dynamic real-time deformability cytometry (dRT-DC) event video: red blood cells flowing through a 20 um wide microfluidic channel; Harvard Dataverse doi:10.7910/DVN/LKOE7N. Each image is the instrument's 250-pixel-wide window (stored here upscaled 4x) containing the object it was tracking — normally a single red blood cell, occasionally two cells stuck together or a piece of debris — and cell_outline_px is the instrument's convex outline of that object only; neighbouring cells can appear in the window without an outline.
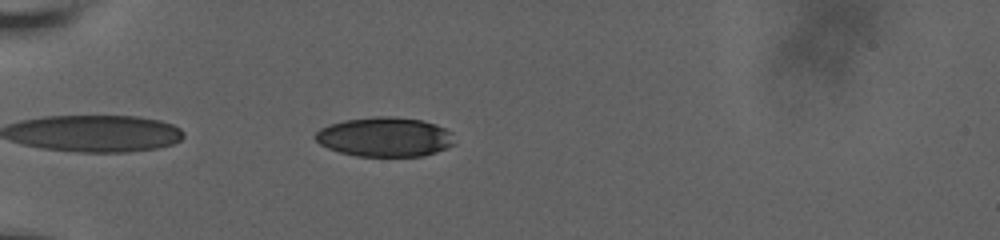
{"species": "human", "species_latin": "Homo sapiens", "temperature_condition": "room temperature", "stored_images_in_passage": 43, "camera_frame_rate_fps": 3000, "um_per_image_px": 0.085, "donor": {"sex": "male"}, "frame": {"image": 1, "passage_image": 3, "time_ms": 0.667, "image_size_px": [1000, 240], "cell_outline_px": [[456, 144], [436, 152], [424, 156], [356, 156], [340, 152], [328, 148], [320, 144], [312, 136], [320, 128], [328, 124], [344, 120], [376, 116], [392, 116], [420, 120], [436, 124], [452, 132]], "centroid_in_image_um": [32.71, 11.64], "position_along_channel_um": 52.3, "area_um2": 32.25}}
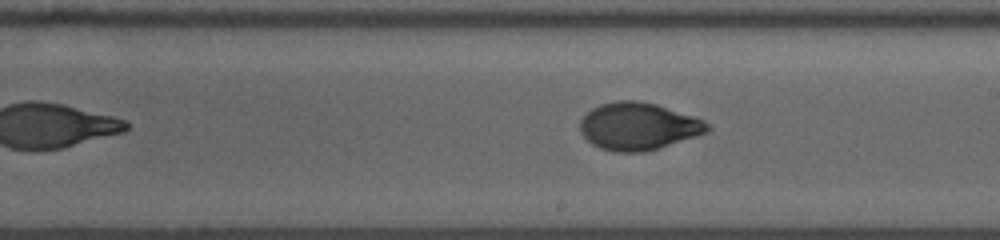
{"frame": {"image": 2, "passage_image": 20, "time_ms": 6.333, "image_size_px": [1000, 240], "cell_outline_px": [[712, 128], [708, 132], [660, 148], [644, 152], [612, 152], [600, 148], [592, 144], [580, 132], [580, 120], [592, 108], [600, 104], [616, 100], [636, 100], [656, 104], [704, 120], [712, 124]], "centroid_in_image_um": [54.27, 10.74], "position_along_channel_um": 234.7, "area_um2": 35.32}}
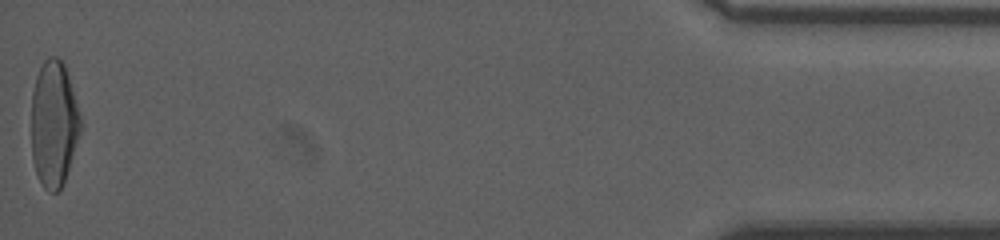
{"frame": {"image": 3, "passage_image": 43, "time_ms": 14.0, "image_size_px": [1000, 240], "cell_outline_px": [[80, 132], [64, 184], [56, 192], [48, 192], [44, 188], [36, 172], [32, 156], [32, 92], [36, 76], [44, 60], [48, 56], [56, 56], [64, 64], [68, 76], [80, 116]], "centroid_in_image_um": [4.56, 10.53], "position_along_channel_um": 430.6, "area_um2": 35.78}, "authors_computed_cell_mechanics": {"area_um2": 34.969, "velocity_mm_per_s": 3.6552, "shape_relaxation_time_tau1_ms": 5.1546, "shape_relaxation_time_tau2_ms": 0.9665, "deformation_change_tau1": 0.2016, "deformation_change_tau2": 0.047}}